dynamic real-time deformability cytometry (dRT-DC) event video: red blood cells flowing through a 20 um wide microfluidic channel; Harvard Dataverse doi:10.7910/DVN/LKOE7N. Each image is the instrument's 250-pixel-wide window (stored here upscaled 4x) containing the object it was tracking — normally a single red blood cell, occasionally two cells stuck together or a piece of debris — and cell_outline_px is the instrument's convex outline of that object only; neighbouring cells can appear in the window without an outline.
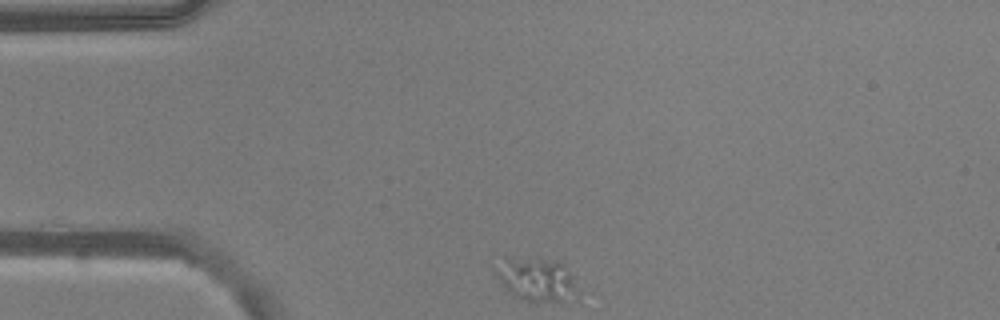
{"species": "common noctule bat (a hibernating species)", "species_latin": "Nyctalus noctula", "temperature_condition": "warm", "stored_images_in_passage": 22, "camera_frame_rate_fps": 3000, "um_per_image_px": 0.085, "animal": {"sex": "male", "body_mass_g": 20.5, "forearm_length_mm": 52.5}, "frame": {"image": 1, "passage_image": 1, "time_ms": 0.0, "image_size_px": [1000, 320], "cell_outline_px": [[584, 296], [580, 304], [524, 300], [516, 296], [496, 276], [496, 272], [504, 256], [560, 260], [568, 268]], "centroid_in_image_um": [45.85, 23.8], "position_along_channel_um": 39.1, "area_um2": 21.91}}
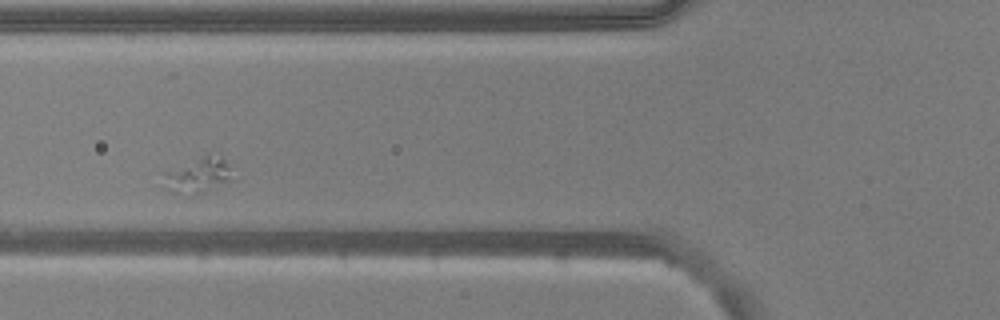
{"frame": {"image": 2, "passage_image": 10, "time_ms": 3.0, "image_size_px": [1000, 320], "cell_outline_px": [[228, 180], [208, 192], [196, 196], [192, 196], [172, 192], [164, 188], [160, 172], [208, 152], [224, 160], [228, 164]], "centroid_in_image_um": [16.67, 14.91], "position_along_channel_um": 109.1, "area_um2": 14.68}}
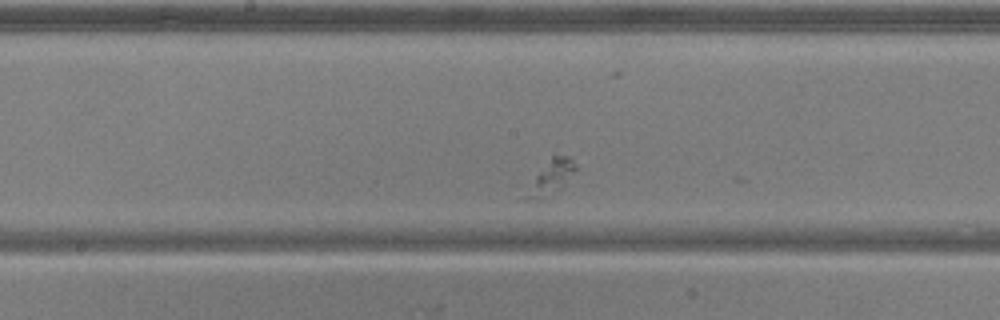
{"frame": {"image": 3, "passage_image": 18, "time_ms": 5.667, "image_size_px": [1000, 320], "cell_outline_px": [[576, 168], [560, 188], [544, 200], [524, 200], [520, 196], [552, 152], [568, 156], [576, 164]], "centroid_in_image_um": [46.71, 15.09], "position_along_channel_um": 201.5, "area_um2": 10.35}}